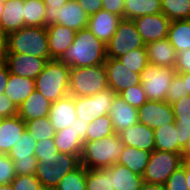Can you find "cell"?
I'll use <instances>...</instances> for the list:
<instances>
[{"label": "cell", "instance_id": "cell-1", "mask_svg": "<svg viewBox=\"0 0 190 190\" xmlns=\"http://www.w3.org/2000/svg\"><path fill=\"white\" fill-rule=\"evenodd\" d=\"M107 59L106 44L88 29L76 31L74 41L59 59L71 68L104 64Z\"/></svg>", "mask_w": 190, "mask_h": 190}, {"label": "cell", "instance_id": "cell-2", "mask_svg": "<svg viewBox=\"0 0 190 190\" xmlns=\"http://www.w3.org/2000/svg\"><path fill=\"white\" fill-rule=\"evenodd\" d=\"M124 144L117 133L100 140L85 142L80 164L86 169L108 168L116 164L123 151Z\"/></svg>", "mask_w": 190, "mask_h": 190}, {"label": "cell", "instance_id": "cell-3", "mask_svg": "<svg viewBox=\"0 0 190 190\" xmlns=\"http://www.w3.org/2000/svg\"><path fill=\"white\" fill-rule=\"evenodd\" d=\"M70 68L60 60H49L35 79V90L51 102L69 95Z\"/></svg>", "mask_w": 190, "mask_h": 190}, {"label": "cell", "instance_id": "cell-4", "mask_svg": "<svg viewBox=\"0 0 190 190\" xmlns=\"http://www.w3.org/2000/svg\"><path fill=\"white\" fill-rule=\"evenodd\" d=\"M7 53L50 58L46 27L24 26L7 35Z\"/></svg>", "mask_w": 190, "mask_h": 190}, {"label": "cell", "instance_id": "cell-5", "mask_svg": "<svg viewBox=\"0 0 190 190\" xmlns=\"http://www.w3.org/2000/svg\"><path fill=\"white\" fill-rule=\"evenodd\" d=\"M107 88V72L104 64L70 68L69 95L93 96Z\"/></svg>", "mask_w": 190, "mask_h": 190}, {"label": "cell", "instance_id": "cell-6", "mask_svg": "<svg viewBox=\"0 0 190 190\" xmlns=\"http://www.w3.org/2000/svg\"><path fill=\"white\" fill-rule=\"evenodd\" d=\"M79 165L77 156L58 152L54 157L38 160L35 176L45 190H54L61 179Z\"/></svg>", "mask_w": 190, "mask_h": 190}, {"label": "cell", "instance_id": "cell-7", "mask_svg": "<svg viewBox=\"0 0 190 190\" xmlns=\"http://www.w3.org/2000/svg\"><path fill=\"white\" fill-rule=\"evenodd\" d=\"M182 163L181 154L154 149L142 175L143 181L164 185Z\"/></svg>", "mask_w": 190, "mask_h": 190}, {"label": "cell", "instance_id": "cell-8", "mask_svg": "<svg viewBox=\"0 0 190 190\" xmlns=\"http://www.w3.org/2000/svg\"><path fill=\"white\" fill-rule=\"evenodd\" d=\"M133 20L122 19L116 32L106 44L107 58H119L138 48H146Z\"/></svg>", "mask_w": 190, "mask_h": 190}, {"label": "cell", "instance_id": "cell-9", "mask_svg": "<svg viewBox=\"0 0 190 190\" xmlns=\"http://www.w3.org/2000/svg\"><path fill=\"white\" fill-rule=\"evenodd\" d=\"M175 68L160 67L148 64L140 73L141 84L148 100L166 101L167 90L170 88Z\"/></svg>", "mask_w": 190, "mask_h": 190}, {"label": "cell", "instance_id": "cell-10", "mask_svg": "<svg viewBox=\"0 0 190 190\" xmlns=\"http://www.w3.org/2000/svg\"><path fill=\"white\" fill-rule=\"evenodd\" d=\"M116 95L115 91L108 87L93 96L74 97L77 118L91 123L95 118L109 114Z\"/></svg>", "mask_w": 190, "mask_h": 190}, {"label": "cell", "instance_id": "cell-11", "mask_svg": "<svg viewBox=\"0 0 190 190\" xmlns=\"http://www.w3.org/2000/svg\"><path fill=\"white\" fill-rule=\"evenodd\" d=\"M37 141L25 130L7 154L13 161L16 175H35L37 158L34 156Z\"/></svg>", "mask_w": 190, "mask_h": 190}, {"label": "cell", "instance_id": "cell-12", "mask_svg": "<svg viewBox=\"0 0 190 190\" xmlns=\"http://www.w3.org/2000/svg\"><path fill=\"white\" fill-rule=\"evenodd\" d=\"M175 121L172 105L166 101L148 100L138 108V122L150 129H157Z\"/></svg>", "mask_w": 190, "mask_h": 190}, {"label": "cell", "instance_id": "cell-13", "mask_svg": "<svg viewBox=\"0 0 190 190\" xmlns=\"http://www.w3.org/2000/svg\"><path fill=\"white\" fill-rule=\"evenodd\" d=\"M104 65L107 72L108 87L115 91L117 95L127 88L142 83L140 74L123 66L117 58H107Z\"/></svg>", "mask_w": 190, "mask_h": 190}, {"label": "cell", "instance_id": "cell-14", "mask_svg": "<svg viewBox=\"0 0 190 190\" xmlns=\"http://www.w3.org/2000/svg\"><path fill=\"white\" fill-rule=\"evenodd\" d=\"M133 22L145 44L168 37L171 21L163 13L141 16Z\"/></svg>", "mask_w": 190, "mask_h": 190}, {"label": "cell", "instance_id": "cell-15", "mask_svg": "<svg viewBox=\"0 0 190 190\" xmlns=\"http://www.w3.org/2000/svg\"><path fill=\"white\" fill-rule=\"evenodd\" d=\"M48 61L47 58H39L20 53H7L5 63L10 73L35 80L43 71Z\"/></svg>", "mask_w": 190, "mask_h": 190}, {"label": "cell", "instance_id": "cell-16", "mask_svg": "<svg viewBox=\"0 0 190 190\" xmlns=\"http://www.w3.org/2000/svg\"><path fill=\"white\" fill-rule=\"evenodd\" d=\"M122 19V17L102 9L89 16L87 28L95 37L107 44Z\"/></svg>", "mask_w": 190, "mask_h": 190}, {"label": "cell", "instance_id": "cell-17", "mask_svg": "<svg viewBox=\"0 0 190 190\" xmlns=\"http://www.w3.org/2000/svg\"><path fill=\"white\" fill-rule=\"evenodd\" d=\"M46 31L50 58L59 60L72 45L76 31L59 24L47 26Z\"/></svg>", "mask_w": 190, "mask_h": 190}, {"label": "cell", "instance_id": "cell-18", "mask_svg": "<svg viewBox=\"0 0 190 190\" xmlns=\"http://www.w3.org/2000/svg\"><path fill=\"white\" fill-rule=\"evenodd\" d=\"M124 146H133L145 151L155 149L154 130L145 124L136 123L118 133Z\"/></svg>", "mask_w": 190, "mask_h": 190}, {"label": "cell", "instance_id": "cell-19", "mask_svg": "<svg viewBox=\"0 0 190 190\" xmlns=\"http://www.w3.org/2000/svg\"><path fill=\"white\" fill-rule=\"evenodd\" d=\"M48 117L56 131L70 127L77 119L74 97L67 95L52 102Z\"/></svg>", "mask_w": 190, "mask_h": 190}, {"label": "cell", "instance_id": "cell-20", "mask_svg": "<svg viewBox=\"0 0 190 190\" xmlns=\"http://www.w3.org/2000/svg\"><path fill=\"white\" fill-rule=\"evenodd\" d=\"M149 64L175 68L178 52L169 42L168 38L152 41L146 44Z\"/></svg>", "mask_w": 190, "mask_h": 190}, {"label": "cell", "instance_id": "cell-21", "mask_svg": "<svg viewBox=\"0 0 190 190\" xmlns=\"http://www.w3.org/2000/svg\"><path fill=\"white\" fill-rule=\"evenodd\" d=\"M109 117L113 123L115 133L138 123V109L129 105L119 95H116L110 107Z\"/></svg>", "mask_w": 190, "mask_h": 190}, {"label": "cell", "instance_id": "cell-22", "mask_svg": "<svg viewBox=\"0 0 190 190\" xmlns=\"http://www.w3.org/2000/svg\"><path fill=\"white\" fill-rule=\"evenodd\" d=\"M25 130L26 123L18 115L0 119V154H8Z\"/></svg>", "mask_w": 190, "mask_h": 190}, {"label": "cell", "instance_id": "cell-23", "mask_svg": "<svg viewBox=\"0 0 190 190\" xmlns=\"http://www.w3.org/2000/svg\"><path fill=\"white\" fill-rule=\"evenodd\" d=\"M51 104L50 100L34 90L18 108V116L24 122L49 116Z\"/></svg>", "mask_w": 190, "mask_h": 190}, {"label": "cell", "instance_id": "cell-24", "mask_svg": "<svg viewBox=\"0 0 190 190\" xmlns=\"http://www.w3.org/2000/svg\"><path fill=\"white\" fill-rule=\"evenodd\" d=\"M24 27V0H7L0 21V31L4 35Z\"/></svg>", "mask_w": 190, "mask_h": 190}, {"label": "cell", "instance_id": "cell-25", "mask_svg": "<svg viewBox=\"0 0 190 190\" xmlns=\"http://www.w3.org/2000/svg\"><path fill=\"white\" fill-rule=\"evenodd\" d=\"M89 16L76 0H70L57 11V24L80 31L87 28Z\"/></svg>", "mask_w": 190, "mask_h": 190}, {"label": "cell", "instance_id": "cell-26", "mask_svg": "<svg viewBox=\"0 0 190 190\" xmlns=\"http://www.w3.org/2000/svg\"><path fill=\"white\" fill-rule=\"evenodd\" d=\"M155 150L181 154L180 129L175 121L154 130Z\"/></svg>", "mask_w": 190, "mask_h": 190}, {"label": "cell", "instance_id": "cell-27", "mask_svg": "<svg viewBox=\"0 0 190 190\" xmlns=\"http://www.w3.org/2000/svg\"><path fill=\"white\" fill-rule=\"evenodd\" d=\"M34 90V79L24 78L10 73L5 88V95L19 108Z\"/></svg>", "mask_w": 190, "mask_h": 190}, {"label": "cell", "instance_id": "cell-28", "mask_svg": "<svg viewBox=\"0 0 190 190\" xmlns=\"http://www.w3.org/2000/svg\"><path fill=\"white\" fill-rule=\"evenodd\" d=\"M112 174L113 190H140L142 176L119 163L107 168Z\"/></svg>", "mask_w": 190, "mask_h": 190}, {"label": "cell", "instance_id": "cell-29", "mask_svg": "<svg viewBox=\"0 0 190 190\" xmlns=\"http://www.w3.org/2000/svg\"><path fill=\"white\" fill-rule=\"evenodd\" d=\"M55 146L59 153H69L81 158L83 143L77 137L75 123L66 129L56 131L54 136Z\"/></svg>", "mask_w": 190, "mask_h": 190}, {"label": "cell", "instance_id": "cell-30", "mask_svg": "<svg viewBox=\"0 0 190 190\" xmlns=\"http://www.w3.org/2000/svg\"><path fill=\"white\" fill-rule=\"evenodd\" d=\"M151 152L133 146H124L117 163L142 176L149 162Z\"/></svg>", "mask_w": 190, "mask_h": 190}, {"label": "cell", "instance_id": "cell-31", "mask_svg": "<svg viewBox=\"0 0 190 190\" xmlns=\"http://www.w3.org/2000/svg\"><path fill=\"white\" fill-rule=\"evenodd\" d=\"M162 13L161 0H124V19Z\"/></svg>", "mask_w": 190, "mask_h": 190}, {"label": "cell", "instance_id": "cell-32", "mask_svg": "<svg viewBox=\"0 0 190 190\" xmlns=\"http://www.w3.org/2000/svg\"><path fill=\"white\" fill-rule=\"evenodd\" d=\"M167 38L177 52L190 50V19L171 21Z\"/></svg>", "mask_w": 190, "mask_h": 190}, {"label": "cell", "instance_id": "cell-33", "mask_svg": "<svg viewBox=\"0 0 190 190\" xmlns=\"http://www.w3.org/2000/svg\"><path fill=\"white\" fill-rule=\"evenodd\" d=\"M45 8L43 0H24V26L45 27Z\"/></svg>", "mask_w": 190, "mask_h": 190}, {"label": "cell", "instance_id": "cell-34", "mask_svg": "<svg viewBox=\"0 0 190 190\" xmlns=\"http://www.w3.org/2000/svg\"><path fill=\"white\" fill-rule=\"evenodd\" d=\"M86 190H113L112 174L107 168L87 169Z\"/></svg>", "mask_w": 190, "mask_h": 190}, {"label": "cell", "instance_id": "cell-35", "mask_svg": "<svg viewBox=\"0 0 190 190\" xmlns=\"http://www.w3.org/2000/svg\"><path fill=\"white\" fill-rule=\"evenodd\" d=\"M161 7L170 21L190 19V0H161Z\"/></svg>", "mask_w": 190, "mask_h": 190}, {"label": "cell", "instance_id": "cell-36", "mask_svg": "<svg viewBox=\"0 0 190 190\" xmlns=\"http://www.w3.org/2000/svg\"><path fill=\"white\" fill-rule=\"evenodd\" d=\"M115 134L113 123L108 114L95 118L89 123L86 134V142L100 140L106 136Z\"/></svg>", "mask_w": 190, "mask_h": 190}, {"label": "cell", "instance_id": "cell-37", "mask_svg": "<svg viewBox=\"0 0 190 190\" xmlns=\"http://www.w3.org/2000/svg\"><path fill=\"white\" fill-rule=\"evenodd\" d=\"M25 123L27 132L35 141L38 142L44 139H54L56 130L51 124L48 116L27 121Z\"/></svg>", "mask_w": 190, "mask_h": 190}, {"label": "cell", "instance_id": "cell-38", "mask_svg": "<svg viewBox=\"0 0 190 190\" xmlns=\"http://www.w3.org/2000/svg\"><path fill=\"white\" fill-rule=\"evenodd\" d=\"M87 169L81 164L73 171L66 174L54 190H86Z\"/></svg>", "mask_w": 190, "mask_h": 190}, {"label": "cell", "instance_id": "cell-39", "mask_svg": "<svg viewBox=\"0 0 190 190\" xmlns=\"http://www.w3.org/2000/svg\"><path fill=\"white\" fill-rule=\"evenodd\" d=\"M118 60L123 66L128 67L132 72L139 74L149 64L146 48L132 50L128 54L119 57Z\"/></svg>", "mask_w": 190, "mask_h": 190}, {"label": "cell", "instance_id": "cell-40", "mask_svg": "<svg viewBox=\"0 0 190 190\" xmlns=\"http://www.w3.org/2000/svg\"><path fill=\"white\" fill-rule=\"evenodd\" d=\"M176 126H190V95L172 104Z\"/></svg>", "mask_w": 190, "mask_h": 190}, {"label": "cell", "instance_id": "cell-41", "mask_svg": "<svg viewBox=\"0 0 190 190\" xmlns=\"http://www.w3.org/2000/svg\"><path fill=\"white\" fill-rule=\"evenodd\" d=\"M119 96L129 105L137 109L148 101L142 84L127 88L126 90L122 91Z\"/></svg>", "mask_w": 190, "mask_h": 190}, {"label": "cell", "instance_id": "cell-42", "mask_svg": "<svg viewBox=\"0 0 190 190\" xmlns=\"http://www.w3.org/2000/svg\"><path fill=\"white\" fill-rule=\"evenodd\" d=\"M11 184L13 190H45L35 175H16Z\"/></svg>", "mask_w": 190, "mask_h": 190}, {"label": "cell", "instance_id": "cell-43", "mask_svg": "<svg viewBox=\"0 0 190 190\" xmlns=\"http://www.w3.org/2000/svg\"><path fill=\"white\" fill-rule=\"evenodd\" d=\"M187 95L188 94L185 91L183 78L178 73H176L172 78L170 88L167 90L166 102L172 105L180 98H183Z\"/></svg>", "mask_w": 190, "mask_h": 190}, {"label": "cell", "instance_id": "cell-44", "mask_svg": "<svg viewBox=\"0 0 190 190\" xmlns=\"http://www.w3.org/2000/svg\"><path fill=\"white\" fill-rule=\"evenodd\" d=\"M185 176V162L180 166L164 184L165 190H188Z\"/></svg>", "mask_w": 190, "mask_h": 190}, {"label": "cell", "instance_id": "cell-45", "mask_svg": "<svg viewBox=\"0 0 190 190\" xmlns=\"http://www.w3.org/2000/svg\"><path fill=\"white\" fill-rule=\"evenodd\" d=\"M15 177L12 159L7 154H0V185L10 184Z\"/></svg>", "mask_w": 190, "mask_h": 190}, {"label": "cell", "instance_id": "cell-46", "mask_svg": "<svg viewBox=\"0 0 190 190\" xmlns=\"http://www.w3.org/2000/svg\"><path fill=\"white\" fill-rule=\"evenodd\" d=\"M57 153L58 149L55 146L54 139H44L37 142L34 156L37 160H41L54 157Z\"/></svg>", "mask_w": 190, "mask_h": 190}, {"label": "cell", "instance_id": "cell-47", "mask_svg": "<svg viewBox=\"0 0 190 190\" xmlns=\"http://www.w3.org/2000/svg\"><path fill=\"white\" fill-rule=\"evenodd\" d=\"M45 8V27L57 24V11L70 0H43Z\"/></svg>", "mask_w": 190, "mask_h": 190}, {"label": "cell", "instance_id": "cell-48", "mask_svg": "<svg viewBox=\"0 0 190 190\" xmlns=\"http://www.w3.org/2000/svg\"><path fill=\"white\" fill-rule=\"evenodd\" d=\"M18 115V108L14 103L5 95H0V119L8 118Z\"/></svg>", "mask_w": 190, "mask_h": 190}, {"label": "cell", "instance_id": "cell-49", "mask_svg": "<svg viewBox=\"0 0 190 190\" xmlns=\"http://www.w3.org/2000/svg\"><path fill=\"white\" fill-rule=\"evenodd\" d=\"M175 71L177 73H190V50L178 52Z\"/></svg>", "mask_w": 190, "mask_h": 190}, {"label": "cell", "instance_id": "cell-50", "mask_svg": "<svg viewBox=\"0 0 190 190\" xmlns=\"http://www.w3.org/2000/svg\"><path fill=\"white\" fill-rule=\"evenodd\" d=\"M103 10L124 18V0H102Z\"/></svg>", "mask_w": 190, "mask_h": 190}, {"label": "cell", "instance_id": "cell-51", "mask_svg": "<svg viewBox=\"0 0 190 190\" xmlns=\"http://www.w3.org/2000/svg\"><path fill=\"white\" fill-rule=\"evenodd\" d=\"M88 16L103 9L102 0H76Z\"/></svg>", "mask_w": 190, "mask_h": 190}, {"label": "cell", "instance_id": "cell-52", "mask_svg": "<svg viewBox=\"0 0 190 190\" xmlns=\"http://www.w3.org/2000/svg\"><path fill=\"white\" fill-rule=\"evenodd\" d=\"M10 71L5 62L0 63V95L5 93V88L8 83Z\"/></svg>", "mask_w": 190, "mask_h": 190}, {"label": "cell", "instance_id": "cell-53", "mask_svg": "<svg viewBox=\"0 0 190 190\" xmlns=\"http://www.w3.org/2000/svg\"><path fill=\"white\" fill-rule=\"evenodd\" d=\"M74 123L77 137H79L80 141L84 144L86 142V134L88 131L89 123L87 121H80L79 118H77Z\"/></svg>", "mask_w": 190, "mask_h": 190}, {"label": "cell", "instance_id": "cell-54", "mask_svg": "<svg viewBox=\"0 0 190 190\" xmlns=\"http://www.w3.org/2000/svg\"><path fill=\"white\" fill-rule=\"evenodd\" d=\"M7 55V36L0 31V63L5 62Z\"/></svg>", "mask_w": 190, "mask_h": 190}, {"label": "cell", "instance_id": "cell-55", "mask_svg": "<svg viewBox=\"0 0 190 190\" xmlns=\"http://www.w3.org/2000/svg\"><path fill=\"white\" fill-rule=\"evenodd\" d=\"M180 129V146L183 148L190 138V126H177Z\"/></svg>", "mask_w": 190, "mask_h": 190}, {"label": "cell", "instance_id": "cell-56", "mask_svg": "<svg viewBox=\"0 0 190 190\" xmlns=\"http://www.w3.org/2000/svg\"><path fill=\"white\" fill-rule=\"evenodd\" d=\"M181 157L183 162H190V138L181 150Z\"/></svg>", "mask_w": 190, "mask_h": 190}, {"label": "cell", "instance_id": "cell-57", "mask_svg": "<svg viewBox=\"0 0 190 190\" xmlns=\"http://www.w3.org/2000/svg\"><path fill=\"white\" fill-rule=\"evenodd\" d=\"M140 190H165V188L164 185L153 184L143 181Z\"/></svg>", "mask_w": 190, "mask_h": 190}, {"label": "cell", "instance_id": "cell-58", "mask_svg": "<svg viewBox=\"0 0 190 190\" xmlns=\"http://www.w3.org/2000/svg\"><path fill=\"white\" fill-rule=\"evenodd\" d=\"M182 78L185 86V91L190 95V73H178Z\"/></svg>", "mask_w": 190, "mask_h": 190}, {"label": "cell", "instance_id": "cell-59", "mask_svg": "<svg viewBox=\"0 0 190 190\" xmlns=\"http://www.w3.org/2000/svg\"><path fill=\"white\" fill-rule=\"evenodd\" d=\"M185 176L188 185V190H190V162H185Z\"/></svg>", "mask_w": 190, "mask_h": 190}, {"label": "cell", "instance_id": "cell-60", "mask_svg": "<svg viewBox=\"0 0 190 190\" xmlns=\"http://www.w3.org/2000/svg\"><path fill=\"white\" fill-rule=\"evenodd\" d=\"M0 190H13L12 184L0 185Z\"/></svg>", "mask_w": 190, "mask_h": 190}, {"label": "cell", "instance_id": "cell-61", "mask_svg": "<svg viewBox=\"0 0 190 190\" xmlns=\"http://www.w3.org/2000/svg\"><path fill=\"white\" fill-rule=\"evenodd\" d=\"M4 2L5 1L0 0V21H1L2 13H3V9H4Z\"/></svg>", "mask_w": 190, "mask_h": 190}]
</instances>
